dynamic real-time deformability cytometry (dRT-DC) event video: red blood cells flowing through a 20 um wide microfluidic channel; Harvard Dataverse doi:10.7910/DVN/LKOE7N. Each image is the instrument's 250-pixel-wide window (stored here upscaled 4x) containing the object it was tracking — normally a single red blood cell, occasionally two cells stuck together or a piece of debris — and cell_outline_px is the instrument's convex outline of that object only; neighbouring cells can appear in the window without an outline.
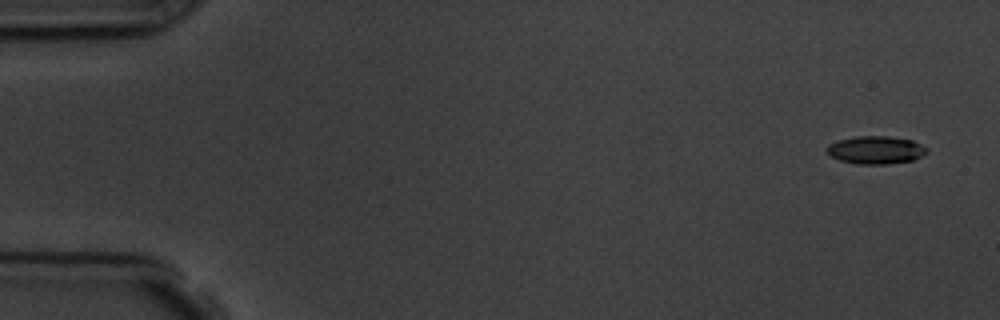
{"species": "common noctule bat (a hibernating species)", "species_latin": "Nyctalus noctula", "temperature_condition": "room temperature", "stored_images_in_passage": 5, "camera_frame_rate_fps": 3000, "um_per_image_px": 0.085, "animal": {"sex": "male", "body_mass_g": 19.5, "forearm_length_mm": 54.6}, "frame": {"image": 1, "passage_image": 1, "time_ms": 0.0, "image_size_px": [1000, 320], "cell_outline_px": [[928, 152], [912, 160], [884, 164], [860, 164], [840, 160], [824, 152], [824, 148], [828, 144], [840, 140], [856, 136], [888, 136], [912, 140], [928, 148]], "centroid_in_image_um": [74.41, 12.74], "position_along_channel_um": 10.6, "area_um2": 16.18}}